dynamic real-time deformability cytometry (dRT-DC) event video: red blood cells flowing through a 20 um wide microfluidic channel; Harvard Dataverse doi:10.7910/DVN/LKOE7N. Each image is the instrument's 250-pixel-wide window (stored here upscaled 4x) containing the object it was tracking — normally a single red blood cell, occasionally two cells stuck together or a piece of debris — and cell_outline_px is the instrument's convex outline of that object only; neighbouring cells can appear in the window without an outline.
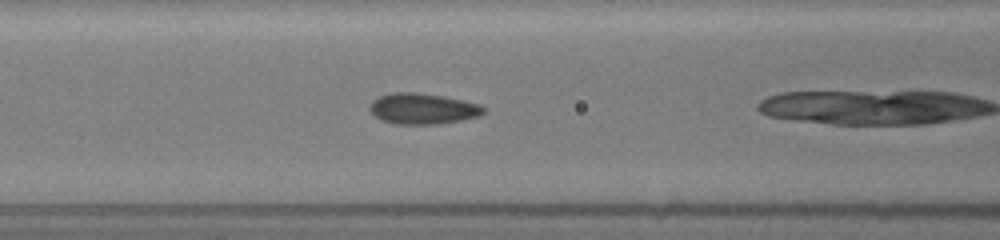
{"species": "common noctule bat (a hibernating species)", "species_latin": "Nyctalus noctula", "temperature_condition": "room temperature", "stored_images_in_passage": 6, "camera_frame_rate_fps": 3000, "um_per_image_px": 0.085, "animal": {"sex": "female", "body_mass_g": 19.5, "forearm_length_mm": 54.1}, "frame": {"image": 1, "passage_image": 5, "time_ms": 1.667, "image_size_px": [1000, 240], "cell_outline_px": [[484, 112], [480, 116], [440, 124], [396, 124], [384, 120], [376, 116], [368, 108], [372, 100], [380, 96], [392, 92], [416, 92], [444, 96], [480, 104], [484, 108]], "centroid_in_image_um": [35.94, 9.23], "position_along_channel_um": 130.7, "area_um2": 20.4}}